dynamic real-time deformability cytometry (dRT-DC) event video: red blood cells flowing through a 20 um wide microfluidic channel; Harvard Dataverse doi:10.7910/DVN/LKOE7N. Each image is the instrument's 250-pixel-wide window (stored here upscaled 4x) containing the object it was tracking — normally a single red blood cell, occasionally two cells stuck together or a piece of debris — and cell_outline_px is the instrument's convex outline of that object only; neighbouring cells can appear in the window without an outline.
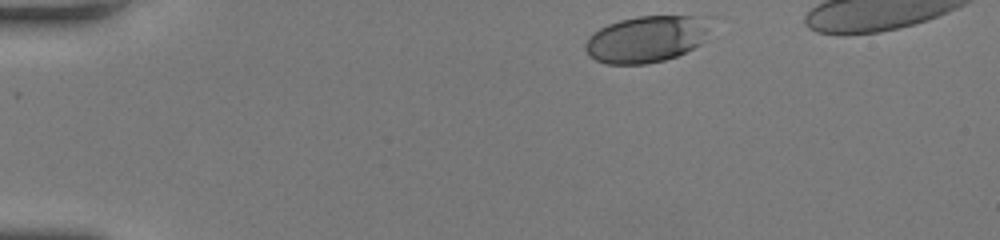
{"species": "human", "species_latin": "Homo sapiens", "temperature_condition": "room temperature", "stored_images_in_passage": 39, "camera_frame_rate_fps": 3000, "um_per_image_px": 0.085, "donor": {"sex": "female"}, "frame": {"image": 1, "passage_image": 1, "time_ms": 0.0, "image_size_px": [1000, 240], "cell_outline_px": [[724, 16], [700, 44], [676, 56], [664, 60], [644, 64], [604, 64], [588, 56], [584, 48], [584, 44], [588, 36], [592, 32], [608, 24], [620, 20], [640, 16]], "centroid_in_image_um": [55.08, 3.28], "position_along_channel_um": 29.9, "area_um2": 35.2}}
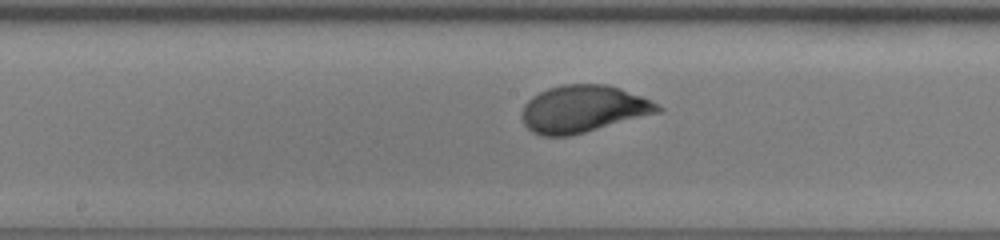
{"frame": {"image": 2, "passage_image": 19, "time_ms": 6.0, "image_size_px": [1000, 240], "cell_outline_px": [[664, 112], [568, 136], [540, 136], [532, 132], [524, 124], [524, 104], [532, 96], [548, 88], [564, 84], [604, 84], [620, 88], [652, 100], [664, 108]], "centroid_in_image_um": [49.63, 9.26], "position_along_channel_um": 198.6, "area_um2": 37.34}}
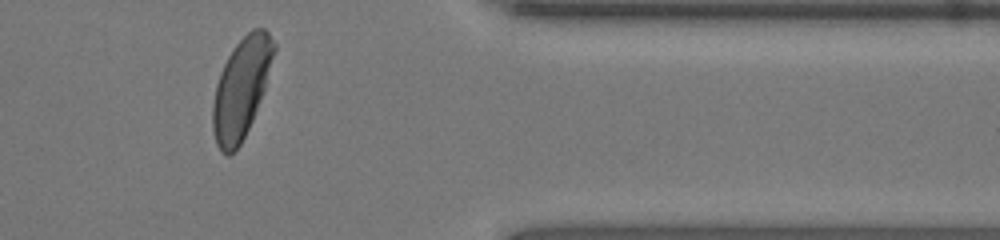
{"frame": {"image": 3, "passage_image": 34, "time_ms": 11.0, "image_size_px": [1000, 240], "cell_outline_px": [[276, 48], [264, 92], [252, 120], [240, 144], [228, 156], [220, 152], [216, 144], [212, 128], [212, 104], [216, 84], [220, 72], [228, 56], [236, 44], [252, 28], [264, 28], [268, 32], [276, 44]], "centroid_in_image_um": [20.5, 7.49], "position_along_channel_um": 390.9, "area_um2": 35.6}}